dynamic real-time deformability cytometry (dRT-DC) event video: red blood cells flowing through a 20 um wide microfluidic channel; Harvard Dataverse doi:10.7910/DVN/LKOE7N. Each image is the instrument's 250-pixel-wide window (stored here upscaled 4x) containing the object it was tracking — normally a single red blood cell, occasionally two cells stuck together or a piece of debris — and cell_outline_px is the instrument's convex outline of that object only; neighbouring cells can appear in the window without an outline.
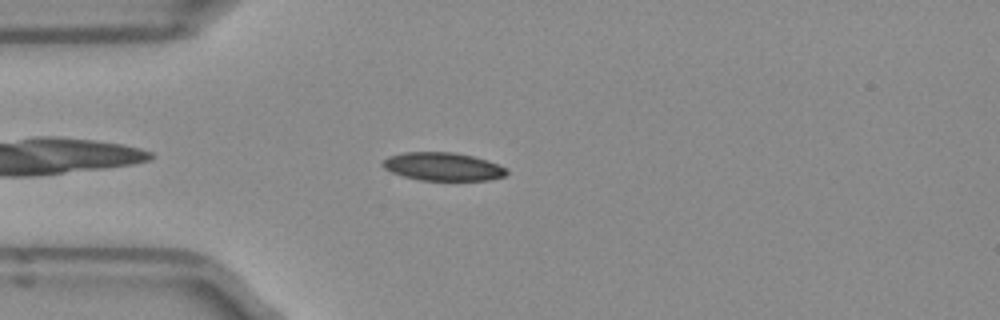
{"species": "Egyptian fruit bat (a non-hibernating species)", "species_latin": "Rousettus aegyptiacus", "temperature_condition": "room temperature", "stored_images_in_passage": 40, "camera_frame_rate_fps": 3000, "um_per_image_px": 0.085, "frame": {"image": 1, "passage_image": 2, "time_ms": 0.333, "image_size_px": [1000, 320], "cell_outline_px": [[508, 172], [504, 176], [488, 180], [420, 180], [404, 176], [392, 172], [384, 168], [380, 164], [388, 156], [404, 152], [452, 152], [472, 156], [488, 160], [508, 168]], "centroid_in_image_um": [37.65, 14.15], "position_along_channel_um": 47.3, "area_um2": 20.35}}
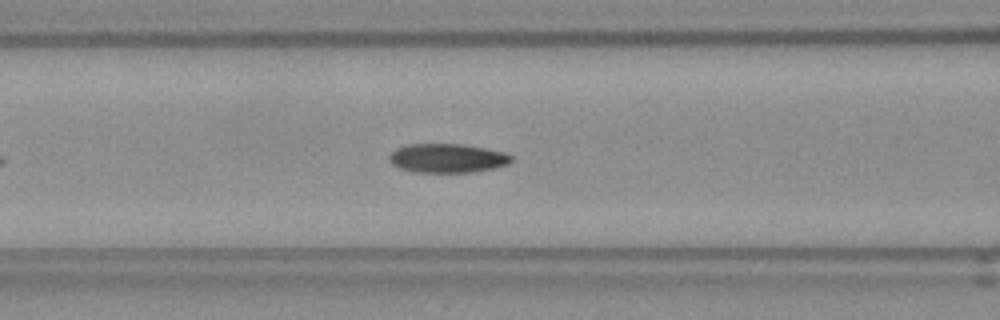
{"frame": {"image": 2, "passage_image": 9, "time_ms": 2.667, "image_size_px": [1000, 320], "cell_outline_px": [[512, 160], [508, 164], [492, 168], [472, 172], [416, 172], [400, 168], [392, 164], [388, 160], [388, 156], [396, 148], [408, 144], [464, 144], [504, 152], [512, 156]], "centroid_in_image_um": [38.0, 13.44], "position_along_channel_um": 128.6, "area_um2": 20.58}}
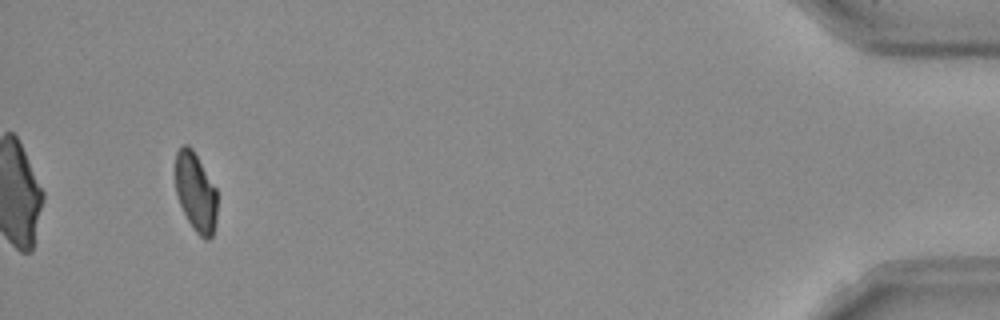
{"frame": {"image": 3, "passage_image": 37, "time_ms": 12.0, "image_size_px": [1000, 320], "cell_outline_px": [[216, 220], [212, 236], [208, 240], [204, 240], [192, 228], [176, 196], [176, 152], [184, 144], [188, 144], [192, 148], [216, 188]], "centroid_in_image_um": [16.63, 16.35], "position_along_channel_um": 418.6, "area_um2": 19.13}, "authors_computed_cell_mechanics": {"area_um2": 20.6346, "velocity_mm_per_s": 3.9653, "shape_relaxation_time_tau1_ms": 5.5773, "shape_relaxation_time_tau2_ms": 6.5359, "deformation_change_tau1": 0.1481, "deformation_change_tau2": 0.0986}}